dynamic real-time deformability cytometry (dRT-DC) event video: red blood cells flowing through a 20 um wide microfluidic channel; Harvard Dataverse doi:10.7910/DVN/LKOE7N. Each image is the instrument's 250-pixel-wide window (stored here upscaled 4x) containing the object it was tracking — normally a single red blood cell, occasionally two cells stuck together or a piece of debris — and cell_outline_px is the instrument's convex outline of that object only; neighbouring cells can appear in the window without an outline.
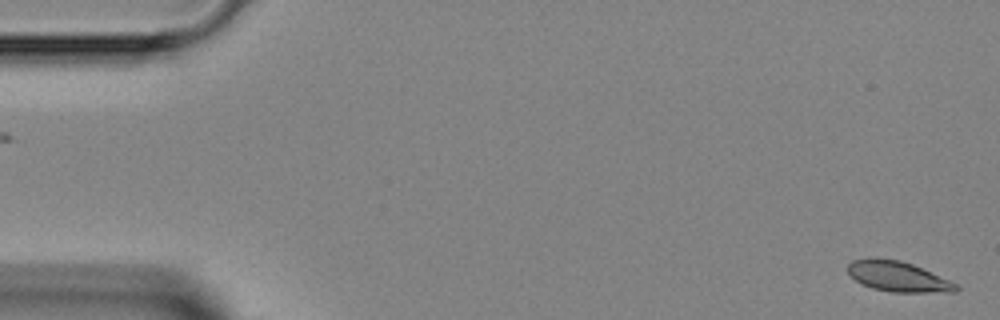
{"species": "Egyptian fruit bat (a non-hibernating species)", "species_latin": "Rousettus aegyptiacus", "temperature_condition": "room temperature", "stored_images_in_passage": 47, "camera_frame_rate_fps": 3000, "um_per_image_px": 0.085, "animal": {"sex": "female"}, "frame": {"image": 1, "passage_image": 1, "time_ms": 0.0, "image_size_px": [1000, 320], "cell_outline_px": [[960, 288], [956, 292], [892, 292], [872, 288], [860, 284], [848, 272], [848, 264], [852, 260], [868, 256], [872, 256], [900, 260], [912, 264], [960, 284]], "centroid_in_image_um": [76.33, 23.49], "position_along_channel_um": 8.7, "area_um2": 19.48}}
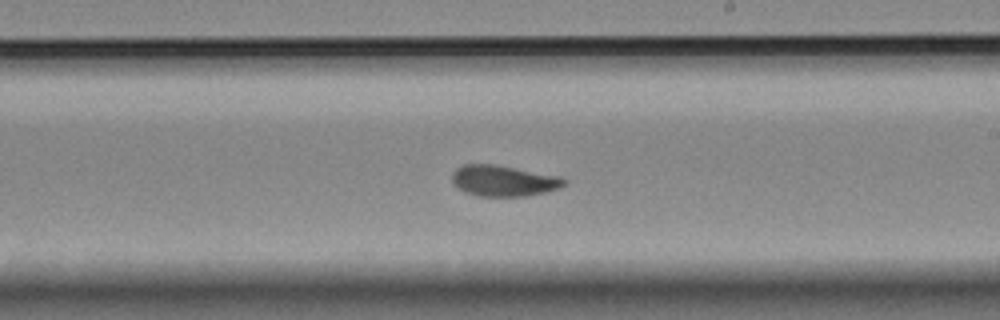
{"frame": {"image": 2, "passage_image": 27, "time_ms": 8.667, "image_size_px": [1000, 320], "cell_outline_px": [[568, 184], [560, 188], [544, 192], [524, 196], [476, 196], [464, 192], [456, 188], [452, 184], [452, 172], [456, 168], [464, 164], [496, 164], [564, 176], [568, 180]], "centroid_in_image_um": [42.83, 15.35], "position_along_channel_um": 246.2, "area_um2": 20.81}}
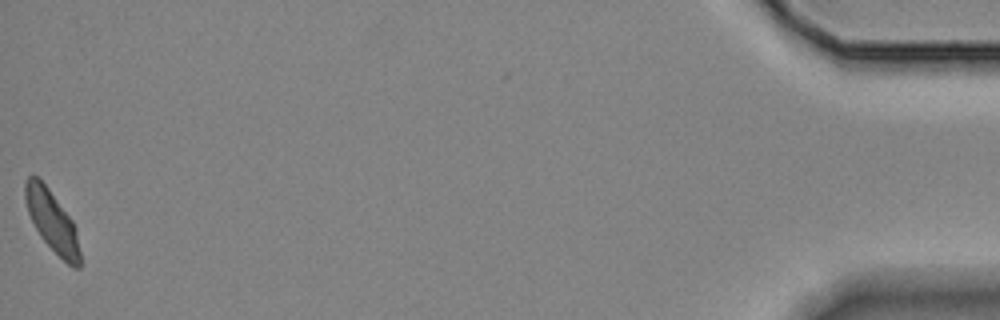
{"frame": {"image": 3, "passage_image": 47, "time_ms": 15.333, "image_size_px": [1000, 320], "cell_outline_px": [[80, 268], [72, 268], [40, 236], [28, 212], [24, 196], [24, 180], [28, 176], [36, 176], [48, 188], [72, 220], [76, 228], [80, 252]], "centroid_in_image_um": [4.42, 18.79], "position_along_channel_um": 430.8, "area_um2": 19.19}}